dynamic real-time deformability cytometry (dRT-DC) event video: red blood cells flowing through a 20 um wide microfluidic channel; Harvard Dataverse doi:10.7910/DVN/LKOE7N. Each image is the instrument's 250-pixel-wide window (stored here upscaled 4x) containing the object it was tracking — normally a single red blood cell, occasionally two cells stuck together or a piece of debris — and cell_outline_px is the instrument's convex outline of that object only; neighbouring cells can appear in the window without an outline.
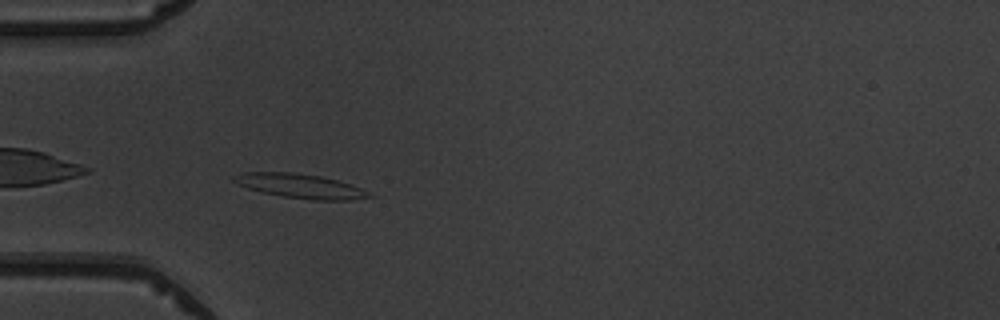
{"species": "common noctule bat (a hibernating species)", "species_latin": "Nyctalus noctula", "temperature_condition": "warm", "stored_images_in_passage": 37, "camera_frame_rate_fps": 3000, "um_per_image_px": 0.085, "animal": {"sex": "male", "body_mass_g": 19.5, "forearm_length_mm": 54.6}, "frame": {"image": 1, "passage_image": 2, "time_ms": 0.333, "image_size_px": [1000, 320], "cell_outline_px": [[376, 196], [348, 200], [312, 200], [284, 196], [260, 192], [236, 184], [232, 180], [232, 176], [244, 172], [292, 172], [320, 176], [336, 180], [360, 188]], "centroid_in_image_um": [25.47, 15.81], "position_along_channel_um": 59.5, "area_um2": 19.02}}
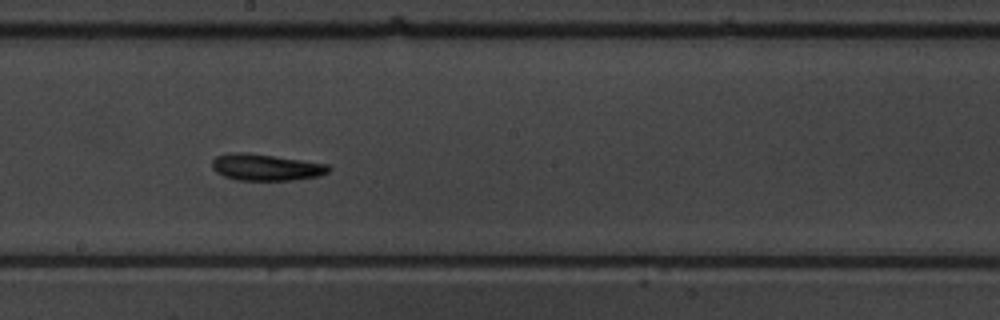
{"frame": {"image": 2, "passage_image": 15, "time_ms": 4.667, "image_size_px": [1000, 320], "cell_outline_px": [[332, 168], [328, 172], [320, 176], [292, 180], [236, 180], [224, 176], [216, 172], [212, 168], [212, 160], [216, 156], [228, 152], [248, 152], [328, 164]], "centroid_in_image_um": [22.59, 14.21], "position_along_channel_um": 225.6, "area_um2": 18.21}}
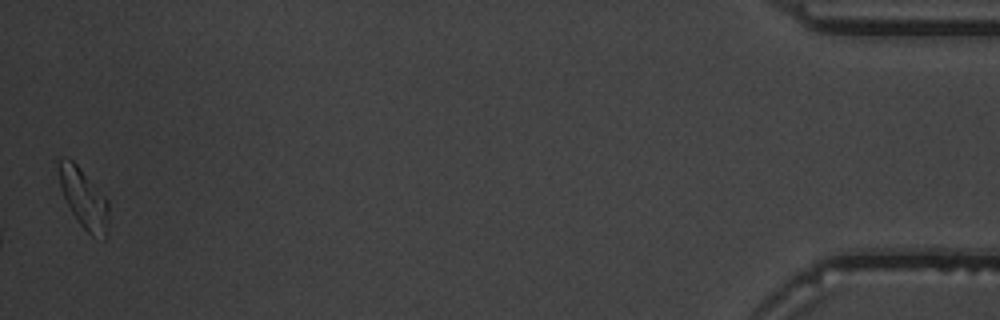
{"frame": {"image": 3, "passage_image": 37, "time_ms": 12.0, "image_size_px": [1000, 320], "cell_outline_px": [[108, 232], [104, 240], [92, 236], [80, 224], [72, 212], [60, 188], [60, 160], [64, 156], [68, 156], [80, 168], [108, 200]], "centroid_in_image_um": [7.16, 16.91], "position_along_channel_um": 428.0, "area_um2": 16.99}, "authors_computed_cell_mechanics": {"area_um2": 17.3978, "velocity_mm_per_s": 3.9465, "shape_relaxation_time_tau1_ms": 3.7333, "shape_relaxation_time_tau2_ms": 9.1942, "deformation_change_tau1": 0.1511, "deformation_change_tau2": 0.2245}}